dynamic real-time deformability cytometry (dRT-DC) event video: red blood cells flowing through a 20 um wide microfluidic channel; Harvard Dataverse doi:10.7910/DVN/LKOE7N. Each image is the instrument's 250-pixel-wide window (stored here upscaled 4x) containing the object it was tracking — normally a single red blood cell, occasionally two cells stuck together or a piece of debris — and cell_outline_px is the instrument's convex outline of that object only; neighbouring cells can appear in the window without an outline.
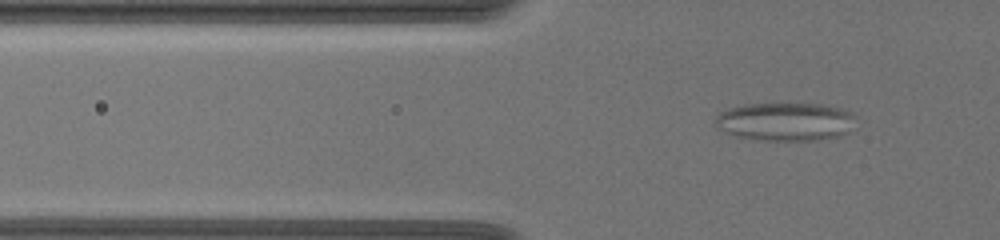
{"species": "common noctule bat (a hibernating species)", "species_latin": "Nyctalus noctula", "temperature_condition": "warm", "stored_images_in_passage": 63, "camera_frame_rate_fps": 3000, "um_per_image_px": 0.085, "animal": {"sex": "female", "body_mass_g": 19.5, "forearm_length_mm": 54.1}, "frame": {"image": 1, "passage_image": 24, "time_ms": 7.667, "image_size_px": [1000, 240], "cell_outline_px": [[852, 116], [848, 132], [844, 136], [816, 140], [752, 140], [736, 136], [724, 132], [716, 128], [716, 116], [720, 112], [728, 108], [748, 104], [820, 104], [840, 108], [852, 112]], "centroid_in_image_um": [66.7, 10.35], "position_along_channel_um": 59.1, "area_um2": 31.27}}
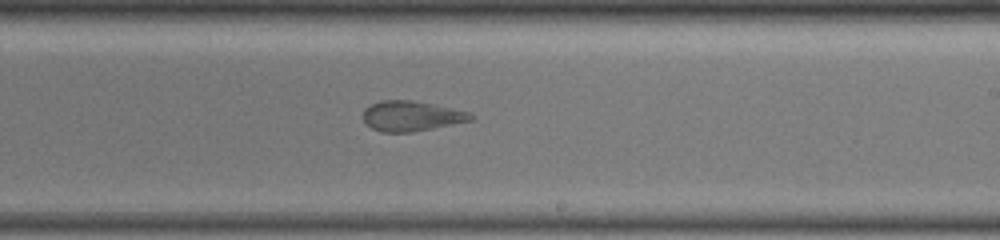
{"frame": {"image": 2, "passage_image": 42, "time_ms": 13.667, "image_size_px": [1000, 240], "cell_outline_px": [[472, 120], [412, 132], [380, 132], [364, 124], [364, 108], [380, 100], [412, 100], [468, 112], [472, 116]], "centroid_in_image_um": [34.89, 9.87], "position_along_channel_um": 254.1, "area_um2": 18.61}}
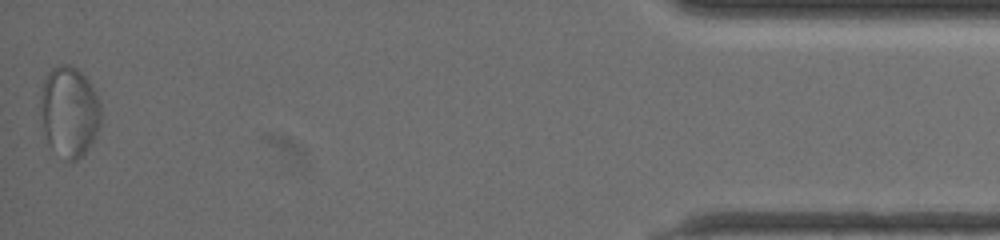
{"frame": {"image": 3, "passage_image": 63, "time_ms": 20.667, "image_size_px": [1000, 240], "cell_outline_px": [[100, 124], [96, 136], [84, 156], [76, 160], [64, 160], [48, 144], [44, 132], [40, 104], [40, 100], [44, 80], [48, 72], [52, 68], [60, 64], [68, 64], [76, 68], [84, 76], [92, 88], [100, 104]], "centroid_in_image_um": [5.88, 9.52], "position_along_channel_um": 429.3, "area_um2": 31.79}, "authors_computed_cell_mechanics": {"area_um2": 29.0156, "velocity_mm_per_s": 3.5455, "shape_relaxation_time_tau1_ms": null, "shape_relaxation_time_tau2_ms": 1.2892, "deformation_change_tau1": null, "deformation_change_tau2": 0.0851}}